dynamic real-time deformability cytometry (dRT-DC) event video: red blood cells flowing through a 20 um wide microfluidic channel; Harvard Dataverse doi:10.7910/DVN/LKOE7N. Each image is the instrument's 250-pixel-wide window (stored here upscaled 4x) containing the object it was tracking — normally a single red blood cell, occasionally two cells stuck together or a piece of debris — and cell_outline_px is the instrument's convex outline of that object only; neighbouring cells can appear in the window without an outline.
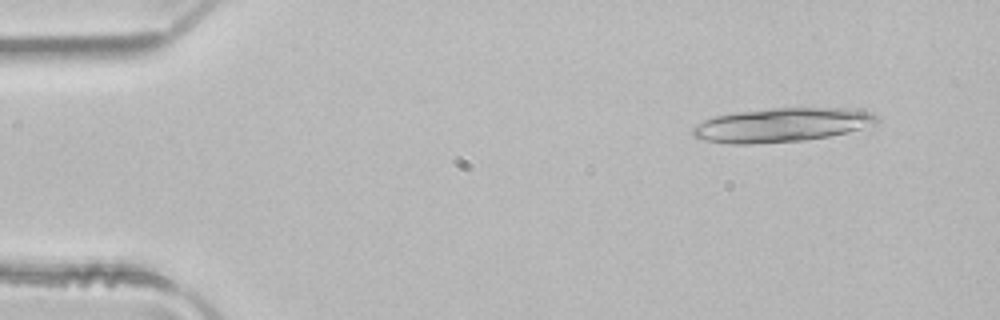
{"species": "common noctule bat (a hibernating species)", "species_latin": "Nyctalus noctula", "temperature_condition": "room temperature", "stored_images_in_passage": 3, "camera_frame_rate_fps": 3000, "um_per_image_px": 0.085, "animal": {"sex": "male", "body_mass_g": 21.5, "forearm_length_mm": 52.0}, "frame": {"image": 1, "passage_image": 1, "time_ms": 0.0, "image_size_px": [1000, 320], "cell_outline_px": [[880, 120], [876, 124], [848, 132], [828, 136], [804, 140], [748, 144], [728, 144], [704, 140], [692, 136], [692, 128], [696, 124], [712, 116], [736, 112], [772, 108], [844, 108], [872, 112]], "centroid_in_image_um": [66.42, 10.62], "position_along_channel_um": 18.6, "area_um2": 36.53}}